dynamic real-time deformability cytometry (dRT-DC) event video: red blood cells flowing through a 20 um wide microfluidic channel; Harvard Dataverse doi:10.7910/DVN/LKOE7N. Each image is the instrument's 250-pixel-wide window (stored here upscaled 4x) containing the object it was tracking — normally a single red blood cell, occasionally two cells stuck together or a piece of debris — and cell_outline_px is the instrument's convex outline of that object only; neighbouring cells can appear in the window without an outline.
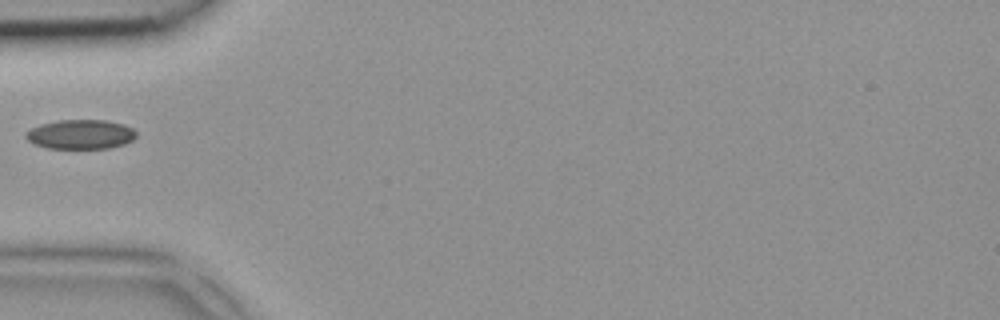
{"species": "common noctule bat (a hibernating species)", "species_latin": "Nyctalus noctula", "temperature_condition": "room temperature", "stored_images_in_passage": 4, "camera_frame_rate_fps": 3000, "um_per_image_px": 0.085, "animal": {"sex": "female", "body_mass_g": 18.4}, "frame": {"image": 1, "passage_image": 4, "time_ms": 1.0, "image_size_px": [1000, 320], "cell_outline_px": [[136, 136], [132, 140], [124, 144], [112, 148], [48, 148], [36, 144], [28, 140], [24, 136], [32, 128], [40, 124], [60, 120], [104, 120], [124, 124], [132, 128], [136, 132]], "centroid_in_image_um": [6.88, 11.42], "position_along_channel_um": 78.1, "area_um2": 18.79}}